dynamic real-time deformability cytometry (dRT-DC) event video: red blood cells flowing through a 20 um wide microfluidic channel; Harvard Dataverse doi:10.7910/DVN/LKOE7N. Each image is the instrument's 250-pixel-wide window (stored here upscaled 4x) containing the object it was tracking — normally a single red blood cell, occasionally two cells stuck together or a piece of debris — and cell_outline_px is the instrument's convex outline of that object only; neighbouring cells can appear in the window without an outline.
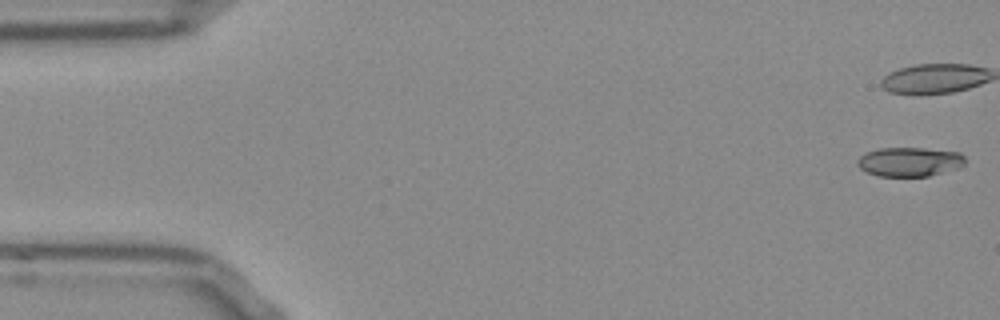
{"species": "Egyptian fruit bat (a non-hibernating species)", "species_latin": "Rousettus aegyptiacus", "temperature_condition": "room temperature", "stored_images_in_passage": 53, "camera_frame_rate_fps": 3000, "um_per_image_px": 0.085, "frame": {"image": 1, "passage_image": 1, "time_ms": 0.0, "image_size_px": [1000, 320], "cell_outline_px": [[964, 164], [960, 168], [928, 176], [880, 176], [868, 172], [860, 168], [856, 164], [856, 160], [864, 152], [880, 148], [924, 148], [960, 152], [964, 156]], "centroid_in_image_um": [77.31, 13.74], "position_along_channel_um": 7.7, "area_um2": 18.44}, "authors_computed_cell_mechanics": {"area_um2": 20.4034, "velocity_mm_per_s": 3.8175, "shape_relaxation_time_tau1_ms": 7.2043, "shape_relaxation_time_tau2_ms": 6.6986, "deformation_change_tau1": 0.1938, "deformation_change_tau2": 0.1957}}